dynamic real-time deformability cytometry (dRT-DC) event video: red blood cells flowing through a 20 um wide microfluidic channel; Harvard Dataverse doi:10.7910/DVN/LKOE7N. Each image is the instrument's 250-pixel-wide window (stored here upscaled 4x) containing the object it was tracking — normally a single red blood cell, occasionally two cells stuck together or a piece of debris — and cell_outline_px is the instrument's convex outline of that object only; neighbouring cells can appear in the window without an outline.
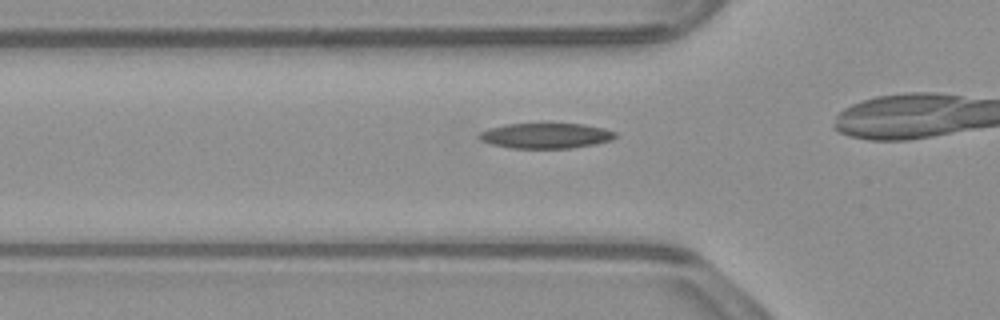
{"species": "common noctule bat (a hibernating species)", "species_latin": "Nyctalus noctula", "temperature_condition": "warm", "stored_images_in_passage": 18, "camera_frame_rate_fps": 3000, "um_per_image_px": 0.085, "animal": {"sex": "male", "body_mass_g": 23.1, "forearm_length_mm": 52.7}, "frame": {"image": 1, "passage_image": 13, "time_ms": 4.0, "image_size_px": [1000, 320], "cell_outline_px": [[616, 136], [612, 140], [596, 144], [572, 148], [512, 148], [492, 144], [480, 140], [476, 136], [480, 132], [488, 128], [504, 124], [584, 124], [604, 128], [616, 132]], "centroid_in_image_um": [46.39, 11.53], "position_along_channel_um": 79.4, "area_um2": 20.17}}
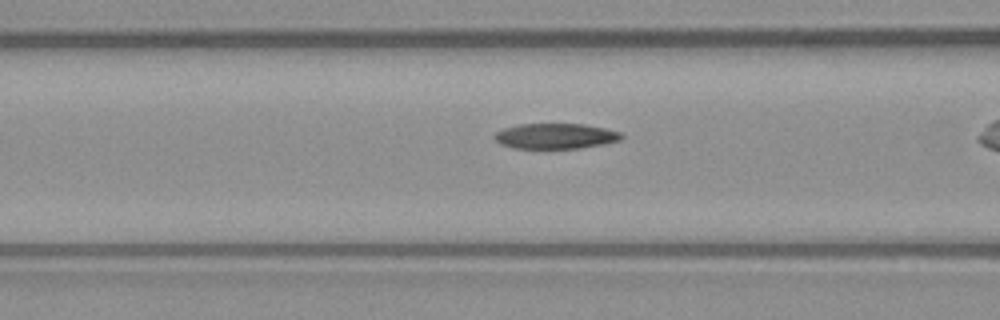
{"frame": {"image": 2, "passage_image": 16, "time_ms": 5.0, "image_size_px": [1000, 320], "cell_outline_px": [[624, 136], [620, 140], [604, 144], [580, 148], [512, 148], [500, 144], [492, 136], [496, 132], [504, 128], [520, 124], [584, 124], [604, 128], [620, 132]], "centroid_in_image_um": [47.21, 11.57], "position_along_channel_um": 119.4, "area_um2": 18.79}}